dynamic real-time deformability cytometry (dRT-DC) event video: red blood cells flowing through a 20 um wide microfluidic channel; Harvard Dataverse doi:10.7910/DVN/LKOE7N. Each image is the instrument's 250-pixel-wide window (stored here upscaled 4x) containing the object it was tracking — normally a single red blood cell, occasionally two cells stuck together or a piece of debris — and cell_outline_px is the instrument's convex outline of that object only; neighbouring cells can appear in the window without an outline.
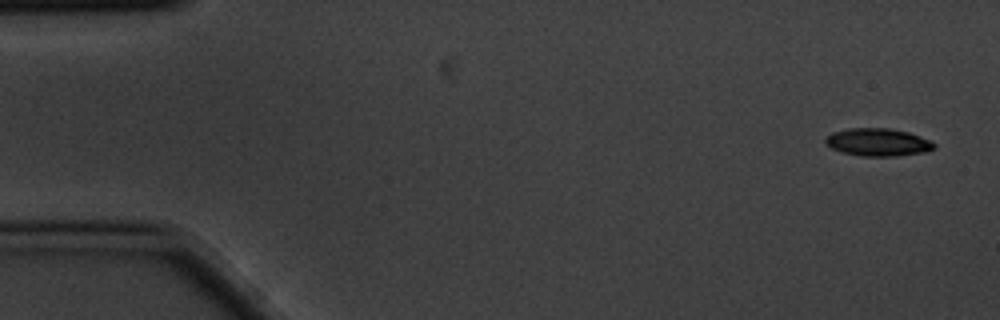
{"species": "common noctule bat (a hibernating species)", "species_latin": "Nyctalus noctula", "temperature_condition": "cold", "stored_images_in_passage": 4, "camera_frame_rate_fps": 3000, "um_per_image_px": 0.085, "animal": {"sex": "male", "body_mass_g": 20.1, "forearm_length_mm": 53.5}, "frame": {"image": 1, "passage_image": 1, "time_ms": 0.0, "image_size_px": [1000, 320], "cell_outline_px": [[936, 148], [924, 152], [896, 156], [860, 156], [840, 152], [824, 144], [824, 140], [832, 132], [848, 128], [888, 128], [908, 132], [932, 140], [936, 144]], "centroid_in_image_um": [74.62, 12.09], "position_along_channel_um": 10.4, "area_um2": 17.74}}
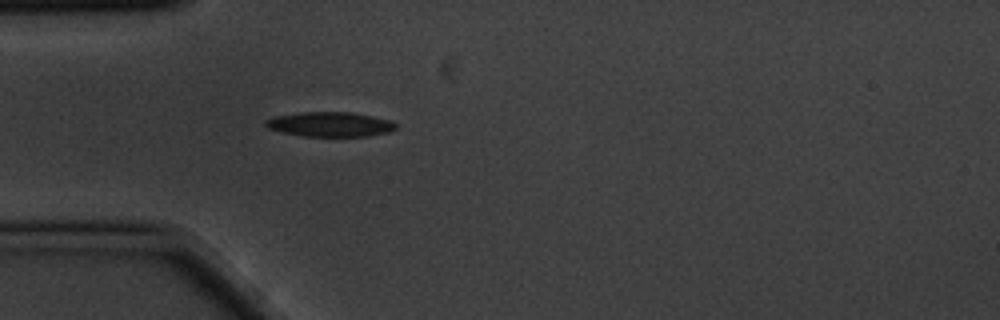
{"frame": {"image": 2, "passage_image": 4, "time_ms": 1.0, "image_size_px": [1000, 320], "cell_outline_px": [[396, 128], [388, 132], [368, 136], [304, 136], [284, 132], [268, 128], [264, 124], [264, 120], [272, 116], [300, 112], [352, 112], [392, 120], [396, 124]], "centroid_in_image_um": [28.04, 10.55], "position_along_channel_um": 57.0, "area_um2": 18.79}}